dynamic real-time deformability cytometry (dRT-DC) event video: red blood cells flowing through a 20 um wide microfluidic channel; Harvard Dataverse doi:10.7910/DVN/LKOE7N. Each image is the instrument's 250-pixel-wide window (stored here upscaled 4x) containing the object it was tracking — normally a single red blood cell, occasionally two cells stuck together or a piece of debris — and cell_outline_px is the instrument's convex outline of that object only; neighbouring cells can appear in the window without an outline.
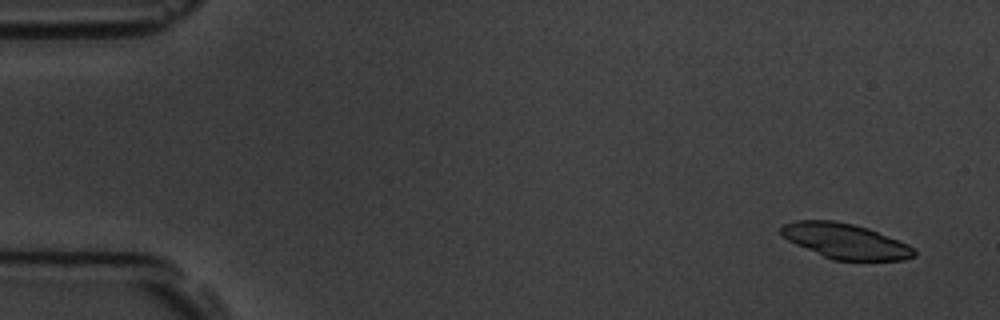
{"species": "common noctule bat (a hibernating species)", "species_latin": "Nyctalus noctula", "temperature_condition": "room temperature", "stored_images_in_passage": 5, "camera_frame_rate_fps": 3000, "um_per_image_px": 0.085, "animal": {"sex": "male", "body_mass_g": 19.5, "forearm_length_mm": 54.6}, "frame": {"image": 1, "passage_image": 1, "time_ms": 0.0, "image_size_px": [1000, 320], "cell_outline_px": [[916, 256], [904, 260], [832, 260], [796, 244], [788, 240], [780, 232], [780, 228], [784, 224], [796, 220], [832, 220], [852, 224], [868, 228], [908, 244], [916, 248]], "centroid_in_image_um": [71.88, 20.49], "position_along_channel_um": 13.1, "area_um2": 27.17}}